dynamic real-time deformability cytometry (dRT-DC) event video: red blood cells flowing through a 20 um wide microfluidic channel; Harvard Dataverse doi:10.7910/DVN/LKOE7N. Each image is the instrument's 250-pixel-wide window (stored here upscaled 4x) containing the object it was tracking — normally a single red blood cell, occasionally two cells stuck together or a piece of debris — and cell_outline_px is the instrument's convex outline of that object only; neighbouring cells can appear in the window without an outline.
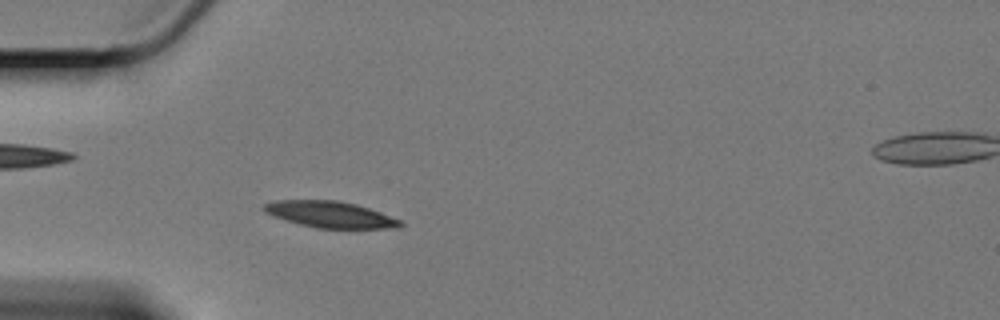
{"species": "Egyptian fruit bat (a non-hibernating species)", "species_latin": "Rousettus aegyptiacus", "temperature_condition": "cold", "stored_images_in_passage": 53, "camera_frame_rate_fps": 3000, "um_per_image_px": 0.085, "animal": {"sex": "female"}, "frame": {"image": 1, "passage_image": 11, "time_ms": 3.333, "image_size_px": [1000, 320], "cell_outline_px": [[404, 224], [400, 228], [316, 228], [300, 224], [264, 212], [264, 204], [276, 200], [336, 200], [356, 204], [380, 212], [400, 220]], "centroid_in_image_um": [28.1, 18.23], "position_along_channel_um": 56.9, "area_um2": 20.63}}
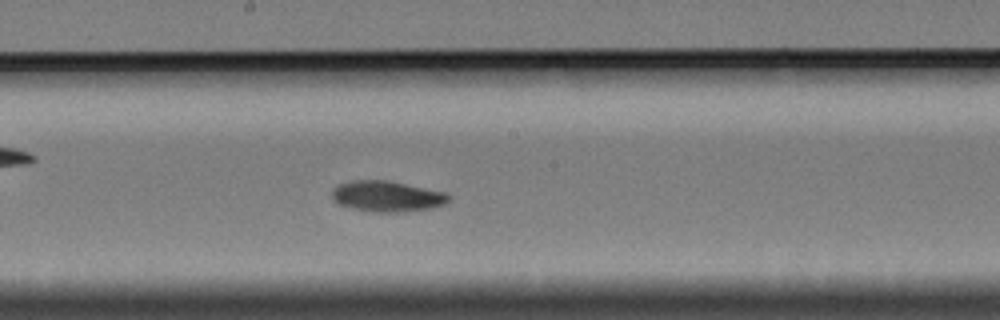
{"frame": {"image": 2, "passage_image": 26, "time_ms": 8.333, "image_size_px": [1000, 320], "cell_outline_px": [[452, 196], [444, 204], [432, 208], [404, 212], [372, 212], [352, 208], [340, 204], [332, 200], [332, 192], [340, 184], [352, 180], [388, 180], [448, 192]], "centroid_in_image_um": [32.95, 16.68], "position_along_channel_um": 215.3, "area_um2": 21.1}}
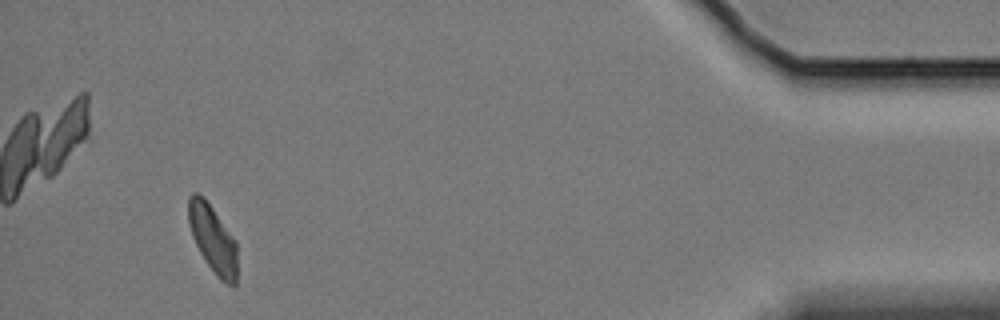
{"frame": {"image": 3, "passage_image": 50, "time_ms": 16.333, "image_size_px": [1000, 320], "cell_outline_px": [[236, 284], [228, 284], [220, 280], [216, 276], [200, 252], [192, 236], [188, 224], [188, 196], [192, 192], [196, 192], [204, 196], [236, 240]], "centroid_in_image_um": [18.06, 20.25], "position_along_channel_um": 417.1, "area_um2": 19.25}, "authors_computed_cell_mechanics": {"area_um2": 20.2878, "velocity_mm_per_s": 3.3077, "shape_relaxation_time_tau1_ms": 3.8098, "shape_relaxation_time_tau2_ms": 5.3088, "deformation_change_tau1": 0.1329, "deformation_change_tau2": 0.0927}}